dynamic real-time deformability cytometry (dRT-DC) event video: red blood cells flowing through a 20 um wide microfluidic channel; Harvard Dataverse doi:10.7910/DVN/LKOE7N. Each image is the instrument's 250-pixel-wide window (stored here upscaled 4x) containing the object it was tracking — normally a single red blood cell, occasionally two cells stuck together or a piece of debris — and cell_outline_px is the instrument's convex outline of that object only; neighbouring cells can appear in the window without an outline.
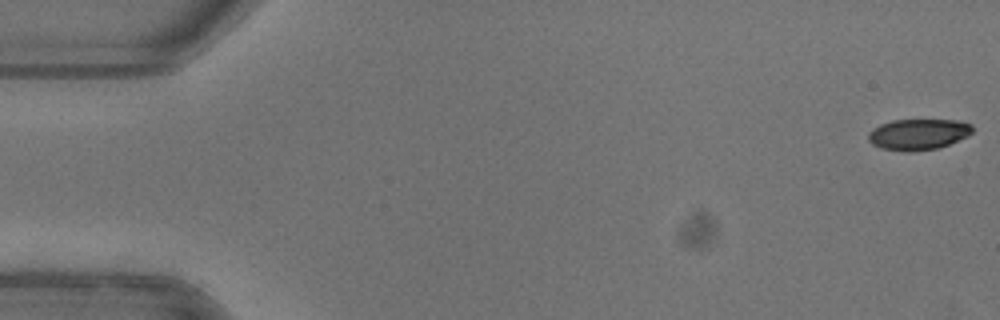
{"species": "common noctule bat (a hibernating species)", "species_latin": "Nyctalus noctula", "temperature_condition": "warm", "stored_images_in_passage": 15, "camera_frame_rate_fps": 3000, "um_per_image_px": 0.085, "animal": {"sex": "female"}, "frame": {"image": 1, "passage_image": 1, "time_ms": 0.0, "image_size_px": [1000, 320], "cell_outline_px": [[972, 132], [968, 136], [948, 144], [936, 148], [912, 152], [908, 152], [880, 148], [872, 144], [868, 140], [868, 132], [872, 128], [880, 124], [892, 120], [956, 120], [972, 124]], "centroid_in_image_um": [78.02, 11.41], "position_along_channel_um": 7.0, "area_um2": 18.84}}
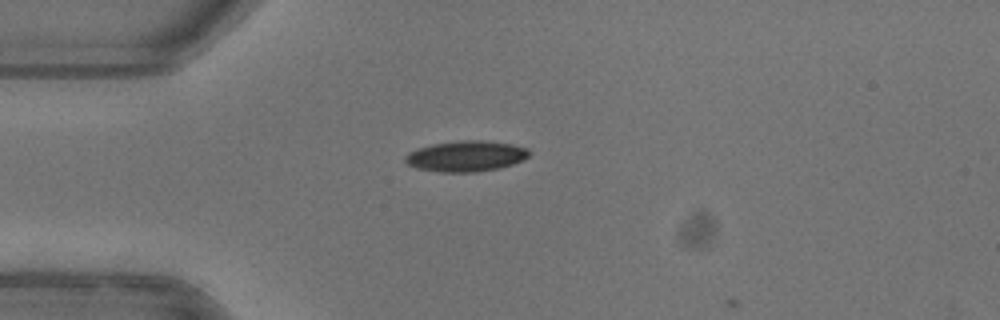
{"frame": {"image": 2, "passage_image": 14, "time_ms": 4.333, "image_size_px": [1000, 320], "cell_outline_px": [[528, 156], [512, 164], [496, 168], [476, 172], [440, 172], [416, 168], [408, 164], [404, 160], [404, 156], [408, 152], [416, 148], [432, 144], [460, 140], [484, 140], [508, 144], [528, 148]], "centroid_in_image_um": [39.53, 13.27], "position_along_channel_um": 45.5, "area_um2": 22.02}}